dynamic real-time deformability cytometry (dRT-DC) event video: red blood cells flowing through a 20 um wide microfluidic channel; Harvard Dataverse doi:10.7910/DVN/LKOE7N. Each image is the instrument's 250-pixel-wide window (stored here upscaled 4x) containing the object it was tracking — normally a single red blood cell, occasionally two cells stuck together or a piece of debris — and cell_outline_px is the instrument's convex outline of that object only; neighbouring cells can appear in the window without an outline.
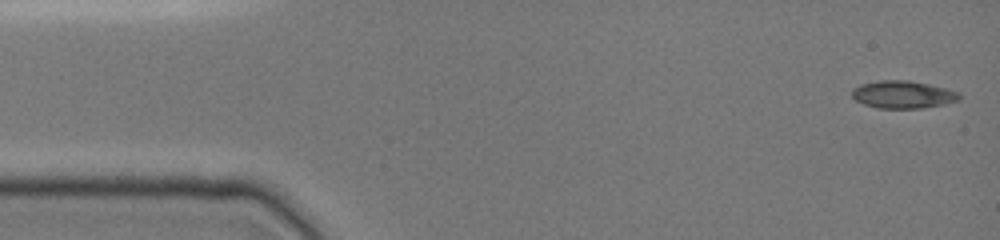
{"species": "common noctule bat (a hibernating species)", "species_latin": "Nyctalus noctula", "temperature_condition": "cold", "stored_images_in_passage": 47, "camera_frame_rate_fps": 3000, "um_per_image_px": 0.085, "animal": {"sex": "female", "body_mass_g": 19.0, "forearm_length_mm": 51.5}, "frame": {"image": 1, "passage_image": 1, "time_ms": 0.0, "image_size_px": [1000, 240], "cell_outline_px": [[960, 100], [944, 104], [920, 108], [876, 108], [864, 104], [856, 100], [852, 96], [852, 88], [860, 84], [880, 80], [908, 80], [928, 84], [960, 92]], "centroid_in_image_um": [76.73, 8.03], "position_along_channel_um": 8.3, "area_um2": 17.22}}
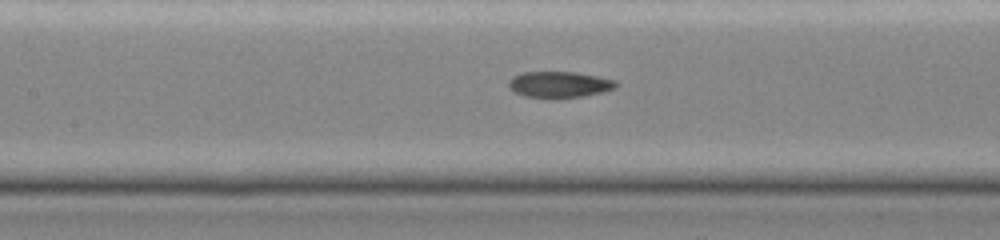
{"frame": {"image": 2, "passage_image": 21, "time_ms": 6.667, "image_size_px": [1000, 240], "cell_outline_px": [[620, 84], [616, 88], [604, 92], [584, 96], [556, 100], [552, 100], [524, 96], [508, 88], [508, 80], [512, 76], [520, 72], [576, 72], [616, 80]], "centroid_in_image_um": [47.54, 7.21], "position_along_channel_um": 159.9, "area_um2": 17.05}}
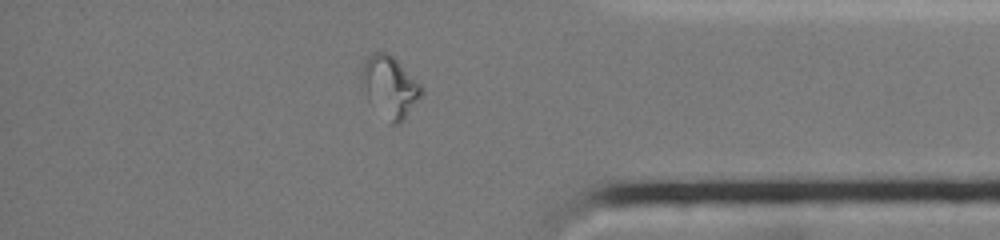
{"frame": {"image": 3, "passage_image": 40, "time_ms": 13.0, "image_size_px": [1000, 240], "cell_outline_px": [[424, 92], [404, 120], [396, 124], [392, 124], [368, 100], [360, 88], [360, 72], [364, 60], [372, 52], [388, 52], [424, 88]], "centroid_in_image_um": [33.09, 7.35], "position_along_channel_um": 402.1, "area_um2": 21.44}, "authors_computed_cell_mechanics": {"area_um2": 16.9354, "velocity_mm_per_s": 3.9649, "shape_relaxation_time_tau1_ms": null, "shape_relaxation_time_tau2_ms": 2.7674, "deformation_change_tau1": null, "deformation_change_tau2": 0.0629}}